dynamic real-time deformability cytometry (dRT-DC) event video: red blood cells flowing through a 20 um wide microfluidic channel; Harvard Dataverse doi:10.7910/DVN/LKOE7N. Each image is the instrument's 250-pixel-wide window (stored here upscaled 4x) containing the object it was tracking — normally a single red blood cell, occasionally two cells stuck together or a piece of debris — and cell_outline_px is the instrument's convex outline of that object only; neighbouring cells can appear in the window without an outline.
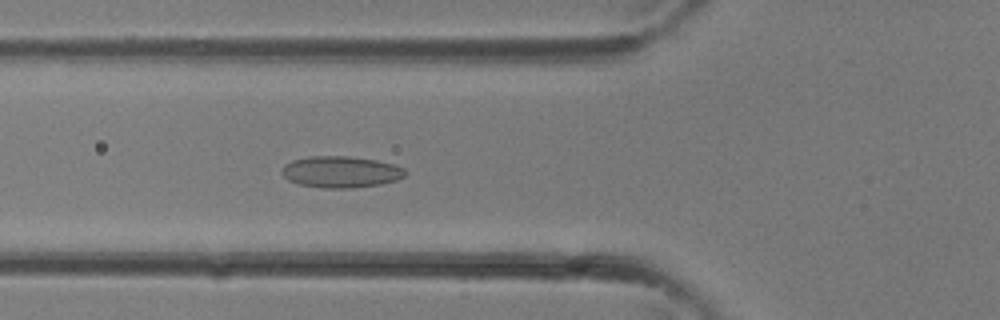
{"species": "common noctule bat (a hibernating species)", "species_latin": "Nyctalus noctula", "temperature_condition": "room temperature", "stored_images_in_passage": 34, "camera_frame_rate_fps": 3000, "um_per_image_px": 0.085, "animal": {"sex": "female"}, "frame": {"image": 1, "passage_image": 13, "time_ms": 4.0, "image_size_px": [1000, 320], "cell_outline_px": [[408, 172], [404, 176], [396, 180], [380, 184], [352, 188], [324, 188], [300, 184], [288, 180], [280, 172], [284, 164], [292, 160], [308, 156], [348, 156], [376, 160], [392, 164], [404, 168]], "centroid_in_image_um": [28.95, 14.6], "position_along_channel_um": 96.8, "area_um2": 22.66}}
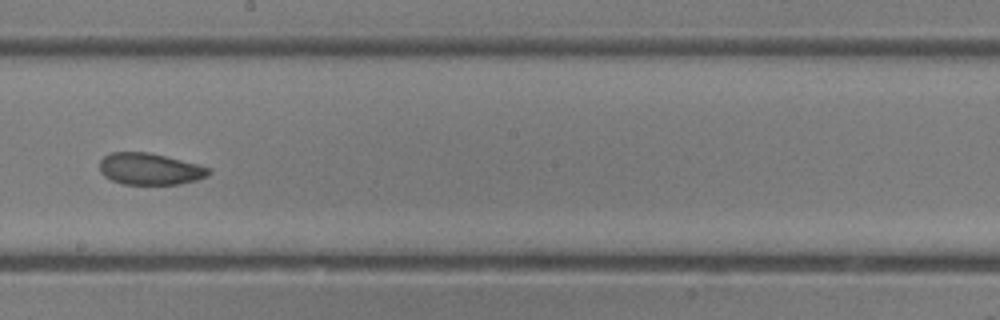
{"frame": {"image": 2, "passage_image": 20, "time_ms": 6.333, "image_size_px": [1000, 320], "cell_outline_px": [[212, 172], [208, 176], [196, 180], [180, 184], [124, 184], [112, 180], [104, 176], [100, 172], [100, 160], [104, 156], [112, 152], [148, 152], [196, 164], [208, 168]], "centroid_in_image_um": [12.72, 14.37], "position_along_channel_um": 235.5, "area_um2": 19.94}}
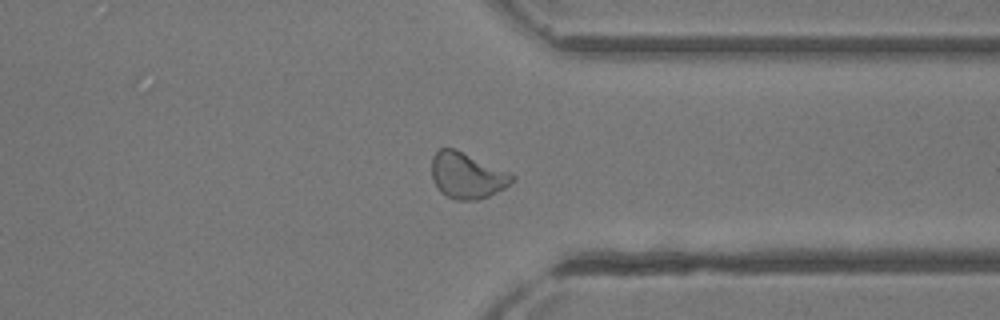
{"frame": {"image": 3, "passage_image": 27, "time_ms": 8.667, "image_size_px": [1000, 320], "cell_outline_px": [[516, 176], [504, 188], [480, 200], [456, 200], [440, 192], [432, 180], [432, 156], [440, 148], [452, 148], [508, 172]], "centroid_in_image_um": [39.65, 14.94], "position_along_channel_um": 371.7, "area_um2": 21.1}}